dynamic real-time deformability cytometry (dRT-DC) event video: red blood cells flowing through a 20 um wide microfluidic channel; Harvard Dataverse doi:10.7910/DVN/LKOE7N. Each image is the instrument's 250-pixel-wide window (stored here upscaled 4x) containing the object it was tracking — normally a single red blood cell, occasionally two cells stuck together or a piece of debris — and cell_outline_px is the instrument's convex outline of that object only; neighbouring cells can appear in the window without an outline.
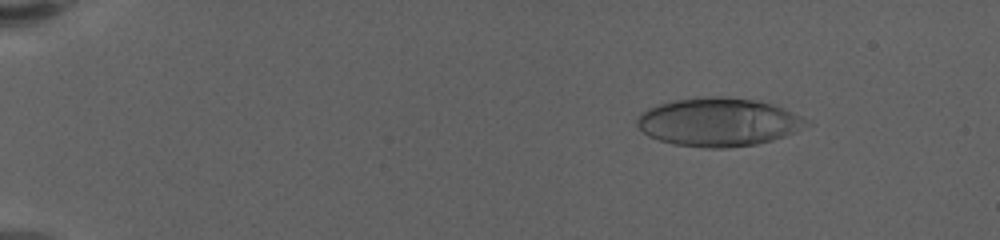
{"species": "human", "species_latin": "Homo sapiens", "temperature_condition": "warm", "stored_images_in_passage": 60, "camera_frame_rate_fps": 3000, "um_per_image_px": 0.085, "donor": {"sex": "female"}, "frame": {"image": 1, "passage_image": 9, "time_ms": 2.667, "image_size_px": [1000, 240], "cell_outline_px": [[812, 124], [784, 136], [772, 140], [756, 144], [728, 148], [708, 148], [676, 144], [660, 140], [648, 136], [636, 124], [636, 120], [640, 112], [648, 108], [660, 104], [676, 100], [708, 96], [720, 96], [756, 100], [772, 104], [784, 108], [812, 120]], "centroid_in_image_um": [61.11, 10.37], "position_along_channel_um": 23.9, "area_um2": 47.8}}
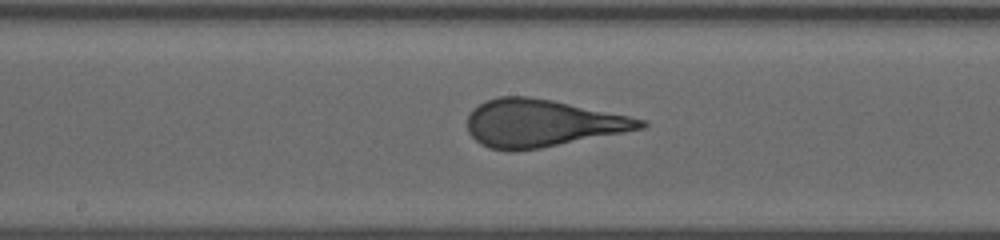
{"frame": {"image": 2, "passage_image": 34, "time_ms": 11.0, "image_size_px": [1000, 240], "cell_outline_px": [[648, 124], [644, 128], [624, 132], [540, 148], [488, 148], [480, 144], [468, 132], [468, 116], [480, 104], [488, 100], [500, 96], [528, 96], [552, 100], [648, 120]], "centroid_in_image_um": [46.1, 10.45], "position_along_channel_um": 202.1, "area_um2": 46.76}}
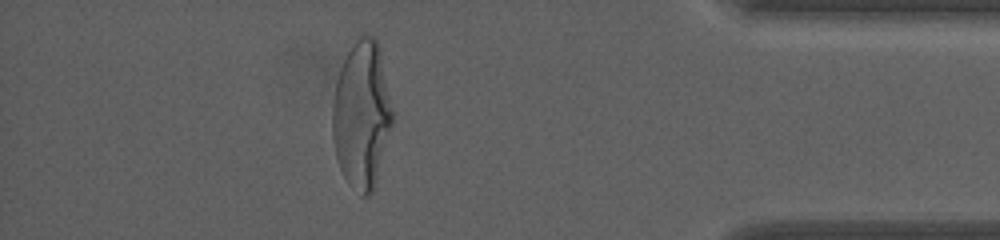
{"frame": {"image": 3, "passage_image": 54, "time_ms": 17.667, "image_size_px": [1000, 240], "cell_outline_px": [[392, 124], [372, 192], [368, 196], [360, 196], [348, 184], [340, 168], [336, 156], [332, 136], [332, 104], [336, 80], [340, 68], [352, 44], [364, 32], [372, 36], [376, 40], [380, 52], [392, 112]], "centroid_in_image_um": [30.71, 9.76], "position_along_channel_um": 404.5, "area_um2": 50.86}, "authors_computed_cell_mechanics": {"area_um2": 47.1648, "velocity_mm_per_s": 3.5161, "shape_relaxation_time_tau1_ms": 5.038, "shape_relaxation_time_tau2_ms": null, "deformation_change_tau1": 0.2735, "deformation_change_tau2": null}}